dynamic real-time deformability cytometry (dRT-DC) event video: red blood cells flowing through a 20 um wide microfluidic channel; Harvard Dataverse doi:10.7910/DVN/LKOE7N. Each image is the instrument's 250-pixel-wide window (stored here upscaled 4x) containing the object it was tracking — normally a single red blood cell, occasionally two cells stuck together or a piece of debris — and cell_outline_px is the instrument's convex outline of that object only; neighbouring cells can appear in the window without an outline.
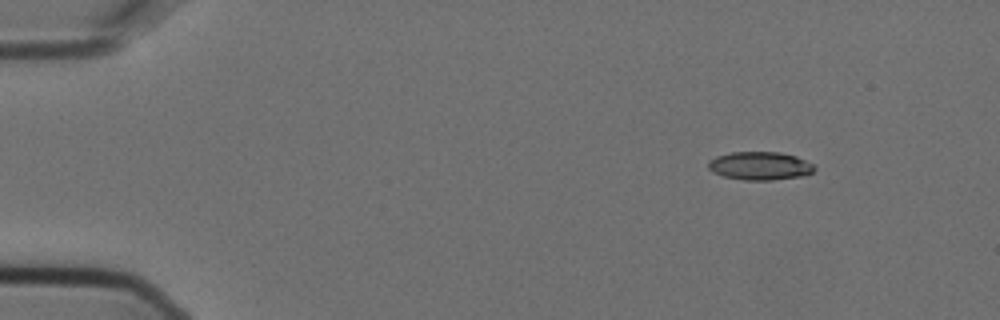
{"species": "Egyptian fruit bat (a non-hibernating species)", "species_latin": "Rousettus aegyptiacus", "temperature_condition": "cold", "stored_images_in_passage": 4, "camera_frame_rate_fps": 3000, "um_per_image_px": 0.085, "animal": {"sex": "female"}, "frame": {"image": 1, "passage_image": 2, "time_ms": 0.333, "image_size_px": [1000, 320], "cell_outline_px": [[816, 168], [812, 172], [804, 176], [772, 180], [744, 180], [724, 176], [712, 172], [708, 168], [708, 160], [716, 156], [732, 152], [780, 152], [796, 156], [812, 164]], "centroid_in_image_um": [64.58, 14.1], "position_along_channel_um": 20.4, "area_um2": 17.51}}